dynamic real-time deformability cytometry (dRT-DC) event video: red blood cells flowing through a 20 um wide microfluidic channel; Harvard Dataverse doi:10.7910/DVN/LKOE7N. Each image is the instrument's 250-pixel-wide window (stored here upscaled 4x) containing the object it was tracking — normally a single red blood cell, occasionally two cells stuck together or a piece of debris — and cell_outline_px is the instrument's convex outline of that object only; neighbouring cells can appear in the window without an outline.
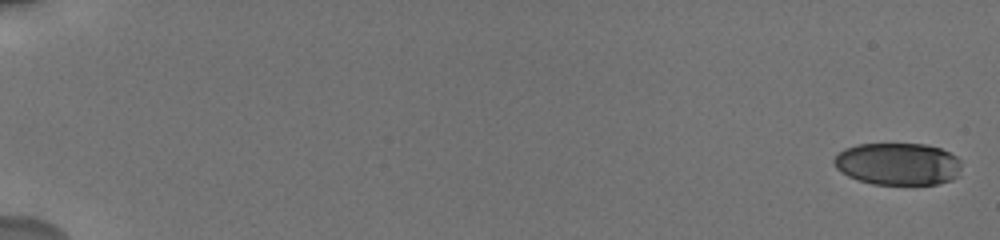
{"species": "human", "species_latin": "Homo sapiens", "temperature_condition": "cold", "stored_images_in_passage": 6, "camera_frame_rate_fps": 3000, "um_per_image_px": 0.085, "donor": {"sex": "male"}, "frame": {"image": 1, "passage_image": 1, "time_ms": 0.0, "image_size_px": [1000, 240], "cell_outline_px": [[960, 176], [952, 180], [936, 184], [872, 184], [848, 176], [836, 168], [832, 160], [844, 148], [856, 144], [924, 144], [940, 148], [956, 156], [960, 160]], "centroid_in_image_um": [76.33, 13.93], "position_along_channel_um": 8.7, "area_um2": 31.5}}
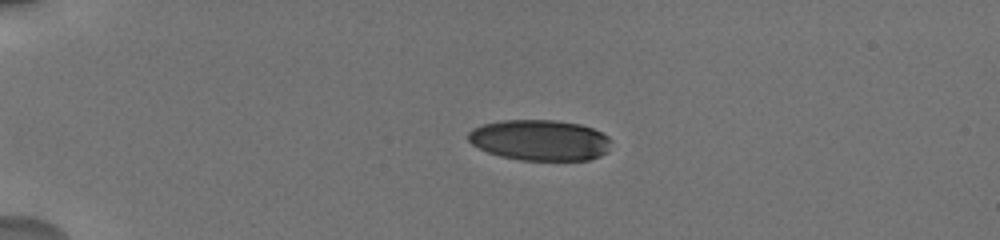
{"frame": {"image": 2, "passage_image": 5, "time_ms": 4.667, "image_size_px": [1000, 240], "cell_outline_px": [[612, 140], [608, 152], [600, 156], [588, 160], [520, 160], [500, 156], [488, 152], [472, 144], [468, 140], [468, 132], [472, 128], [484, 124], [500, 120], [556, 120], [580, 124], [592, 128], [608, 136]], "centroid_in_image_um": [45.91, 11.91], "position_along_channel_um": 39.1, "area_um2": 34.16}}